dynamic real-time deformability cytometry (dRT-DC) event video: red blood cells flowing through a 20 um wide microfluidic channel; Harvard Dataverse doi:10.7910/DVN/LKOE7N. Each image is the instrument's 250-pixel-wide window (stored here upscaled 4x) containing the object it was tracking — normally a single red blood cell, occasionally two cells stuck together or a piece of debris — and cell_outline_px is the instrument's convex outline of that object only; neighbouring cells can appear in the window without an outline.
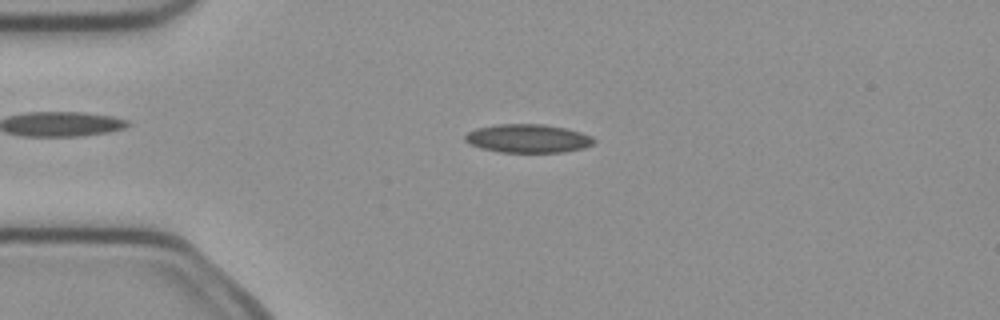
{"species": "common noctule bat (a hibernating species)", "species_latin": "Nyctalus noctula", "temperature_condition": "cold", "stored_images_in_passage": 3, "camera_frame_rate_fps": 3000, "um_per_image_px": 0.085, "animal": {"sex": "female", "body_mass_g": 21.9}, "frame": {"image": 1, "passage_image": 3, "time_ms": 0.667, "image_size_px": [1000, 320], "cell_outline_px": [[596, 140], [592, 144], [584, 148], [564, 152], [500, 152], [480, 148], [464, 140], [464, 136], [468, 132], [476, 128], [496, 124], [544, 124], [564, 128], [580, 132], [592, 136]], "centroid_in_image_um": [44.87, 11.77], "position_along_channel_um": 40.1, "area_um2": 21.39}}